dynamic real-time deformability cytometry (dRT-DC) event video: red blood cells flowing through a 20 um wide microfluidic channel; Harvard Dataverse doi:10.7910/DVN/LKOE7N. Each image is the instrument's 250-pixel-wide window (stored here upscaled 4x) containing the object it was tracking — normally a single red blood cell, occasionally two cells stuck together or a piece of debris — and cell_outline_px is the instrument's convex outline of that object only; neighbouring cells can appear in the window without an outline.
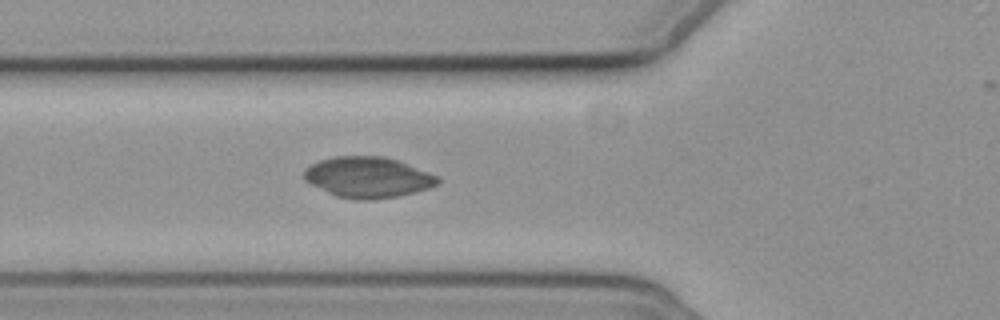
{"species": "common noctule bat (a hibernating species)", "species_latin": "Nyctalus noctula", "temperature_condition": "cold", "stored_images_in_passage": 2, "camera_frame_rate_fps": 3000, "um_per_image_px": 0.085, "animal": {"sex": "female", "body_mass_g": 19.3, "forearm_length_mm": 54.1}, "frame": {"image": 1, "passage_image": 2, "time_ms": 1.0, "image_size_px": [1000, 320], "cell_outline_px": [[440, 184], [428, 188], [400, 196], [372, 200], [356, 200], [336, 196], [304, 180], [304, 168], [320, 160], [336, 156], [384, 156], [408, 164], [440, 176]], "centroid_in_image_um": [31.3, 15.07], "position_along_channel_um": 94.5, "area_um2": 31.85}}